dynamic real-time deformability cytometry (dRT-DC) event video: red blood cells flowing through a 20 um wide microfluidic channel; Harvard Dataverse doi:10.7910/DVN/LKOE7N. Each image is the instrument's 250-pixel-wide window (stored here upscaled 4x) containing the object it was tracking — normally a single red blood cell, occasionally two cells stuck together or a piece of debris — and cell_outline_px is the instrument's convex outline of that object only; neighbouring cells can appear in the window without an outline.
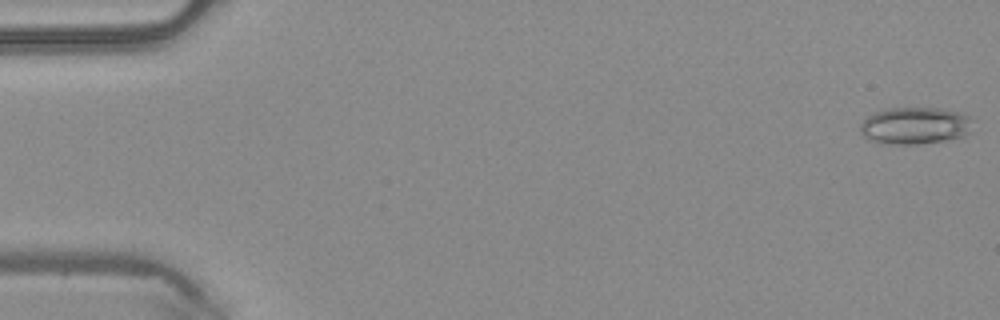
{"species": "common noctule bat (a hibernating species)", "species_latin": "Nyctalus noctula", "temperature_condition": "warm", "stored_images_in_passage": 4, "camera_frame_rate_fps": 3000, "um_per_image_px": 0.085, "animal": {"sex": "male", "body_mass_g": 20.4}, "frame": {"image": 1, "passage_image": 1, "time_ms": 0.0, "image_size_px": [1000, 320], "cell_outline_px": [[968, 132], [964, 136], [944, 140], [916, 144], [880, 144], [868, 140], [860, 132], [860, 124], [868, 116], [876, 112], [888, 108], [940, 108], [960, 112], [968, 116]], "centroid_in_image_um": [77.68, 10.69], "position_along_channel_um": 7.3, "area_um2": 24.04}}